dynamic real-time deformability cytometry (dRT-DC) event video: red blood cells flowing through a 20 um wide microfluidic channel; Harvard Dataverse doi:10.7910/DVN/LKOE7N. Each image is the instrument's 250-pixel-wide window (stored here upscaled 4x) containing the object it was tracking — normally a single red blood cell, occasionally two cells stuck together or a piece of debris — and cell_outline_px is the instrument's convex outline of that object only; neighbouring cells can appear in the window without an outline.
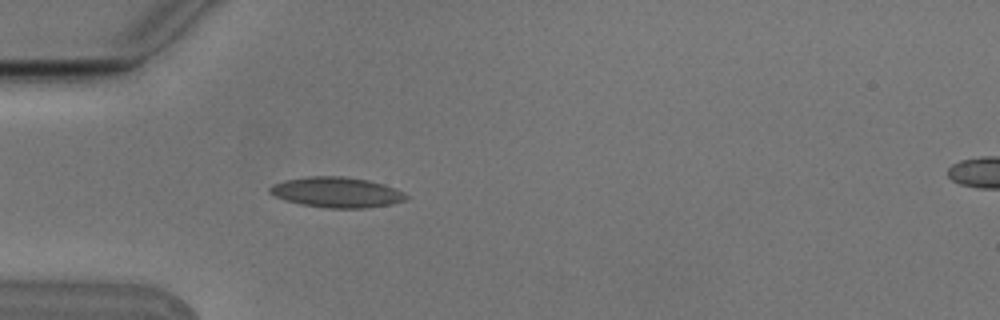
{"species": "Egyptian fruit bat (a non-hibernating species)", "species_latin": "Rousettus aegyptiacus", "temperature_condition": "cold", "stored_images_in_passage": 2, "camera_frame_rate_fps": 3000, "um_per_image_px": 0.085, "animal": {"sex": "male"}, "frame": {"image": 1, "passage_image": 1, "time_ms": 0.0, "image_size_px": [1000, 320], "cell_outline_px": [[408, 196], [404, 200], [392, 204], [364, 208], [328, 208], [300, 204], [284, 200], [272, 196], [268, 192], [268, 188], [272, 184], [284, 180], [308, 176], [344, 176], [368, 180], [384, 184], [404, 192]], "centroid_in_image_um": [28.57, 16.34], "position_along_channel_um": 56.4, "area_um2": 24.33}}